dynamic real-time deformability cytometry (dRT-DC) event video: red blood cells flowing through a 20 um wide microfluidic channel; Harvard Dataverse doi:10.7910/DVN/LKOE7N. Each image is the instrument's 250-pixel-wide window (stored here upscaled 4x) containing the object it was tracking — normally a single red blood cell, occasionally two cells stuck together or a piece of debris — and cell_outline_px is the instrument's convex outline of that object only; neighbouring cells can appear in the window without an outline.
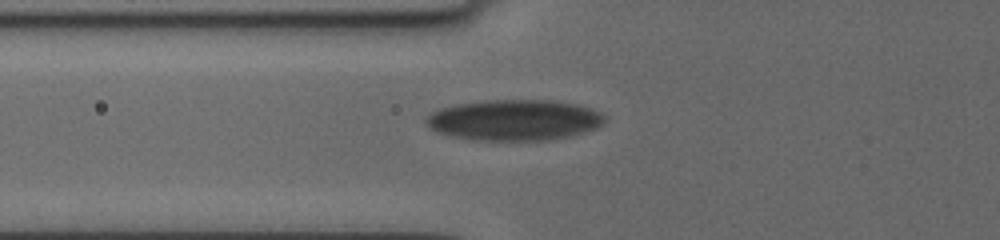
{"species": "human", "species_latin": "Homo sapiens", "temperature_condition": "cold", "stored_images_in_passage": 5, "camera_frame_rate_fps": 3000, "um_per_image_px": 0.085, "donor": {"sex": "female"}, "frame": {"image": 1, "passage_image": 2, "time_ms": 1.0, "image_size_px": [1000, 240], "cell_outline_px": [[604, 124], [596, 128], [584, 132], [568, 136], [548, 140], [476, 140], [452, 136], [436, 132], [424, 120], [432, 112], [440, 108], [456, 104], [484, 100], [552, 100], [576, 104], [592, 108], [600, 112], [604, 116]], "centroid_in_image_um": [43.73, 10.19], "position_along_channel_um": 82.1, "area_um2": 42.48}}
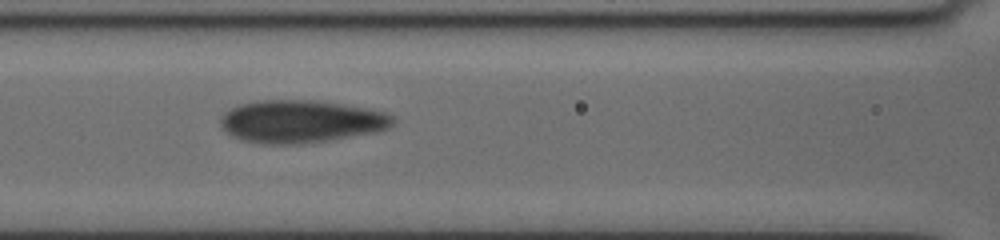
{"frame": {"image": 2, "passage_image": 4, "time_ms": 2.667, "image_size_px": [1000, 240], "cell_outline_px": [[396, 120], [388, 128], [376, 132], [328, 140], [300, 144], [268, 144], [240, 140], [232, 136], [220, 124], [220, 120], [232, 108], [240, 104], [260, 100], [316, 100], [368, 108], [388, 112], [396, 116]], "centroid_in_image_um": [25.65, 10.32], "position_along_channel_um": 140.9, "area_um2": 42.83}}
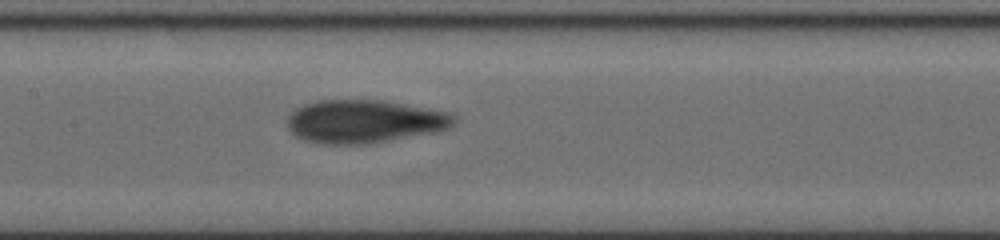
{"frame": {"image": 3, "passage_image": 5, "time_ms": 3.667, "image_size_px": [1000, 240], "cell_outline_px": [[456, 120], [452, 124], [444, 128], [432, 132], [360, 144], [324, 144], [304, 140], [296, 136], [288, 128], [288, 116], [296, 108], [304, 104], [320, 100], [384, 100], [448, 112], [456, 116]], "centroid_in_image_um": [30.9, 10.3], "position_along_channel_um": 176.5, "area_um2": 41.21}}